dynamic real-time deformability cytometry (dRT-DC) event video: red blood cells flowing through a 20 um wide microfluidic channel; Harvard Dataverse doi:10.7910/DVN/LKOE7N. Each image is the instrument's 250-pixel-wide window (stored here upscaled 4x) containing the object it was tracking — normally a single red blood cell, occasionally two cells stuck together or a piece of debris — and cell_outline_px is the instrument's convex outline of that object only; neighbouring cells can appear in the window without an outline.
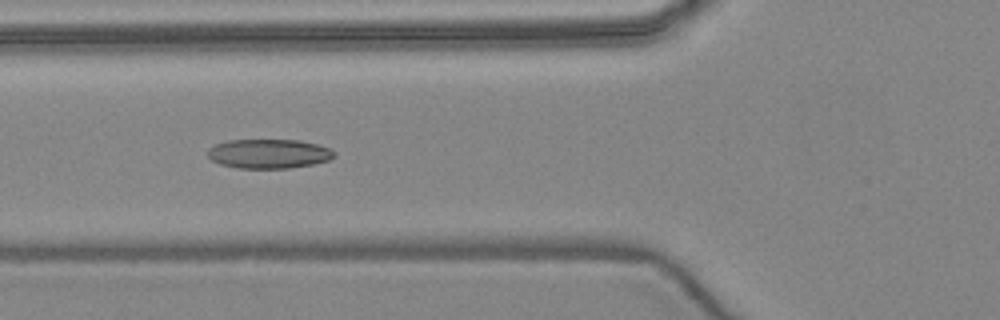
{"species": "common noctule bat (a hibernating species)", "species_latin": "Nyctalus noctula", "temperature_condition": "warm", "stored_images_in_passage": 6, "camera_frame_rate_fps": 3000, "um_per_image_px": 0.085, "animal": {"sex": "female", "body_mass_g": 24.6, "forearm_length_mm": 56.2}, "frame": {"image": 1, "passage_image": 4, "time_ms": 3.333, "image_size_px": [1000, 320], "cell_outline_px": [[336, 152], [328, 160], [312, 164], [288, 168], [240, 168], [220, 164], [212, 160], [208, 156], [208, 148], [216, 144], [228, 140], [300, 140], [316, 144], [328, 148]], "centroid_in_image_um": [22.82, 13.06], "position_along_channel_um": 103.0, "area_um2": 21.39}}
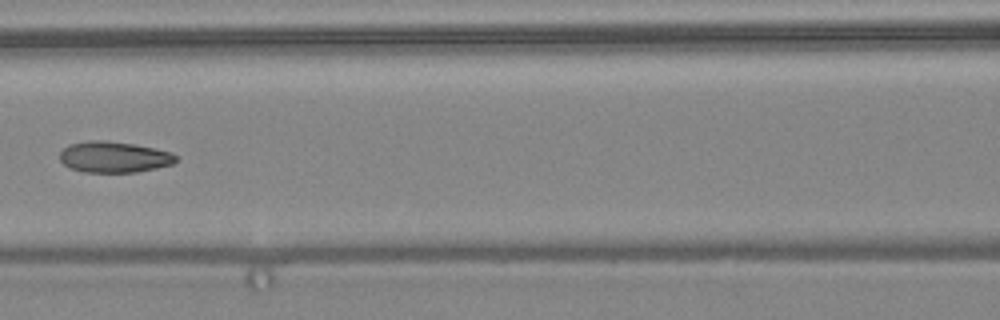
{"frame": {"image": 2, "passage_image": 5, "time_ms": 4.667, "image_size_px": [1000, 320], "cell_outline_px": [[176, 160], [172, 164], [156, 168], [136, 172], [84, 172], [68, 168], [60, 160], [60, 152], [68, 144], [88, 140], [104, 140], [136, 144], [172, 152], [176, 156]], "centroid_in_image_um": [9.66, 13.34], "position_along_channel_um": 156.9, "area_um2": 21.15}}
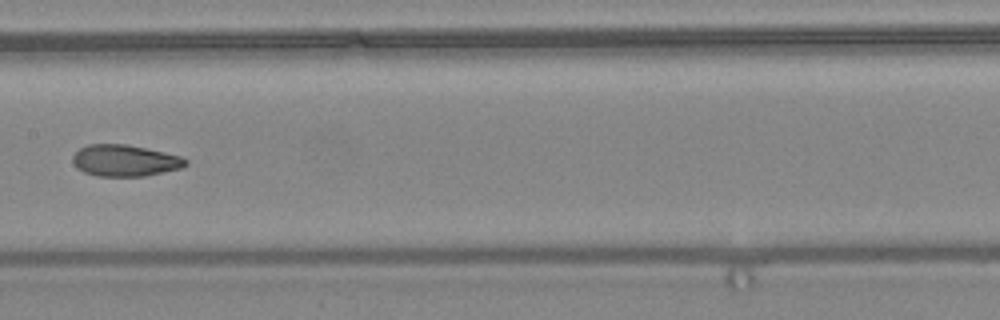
{"frame": {"image": 3, "passage_image": 6, "time_ms": 5.667, "image_size_px": [1000, 320], "cell_outline_px": [[188, 164], [184, 168], [144, 176], [96, 176], [84, 172], [76, 168], [72, 160], [72, 156], [80, 148], [88, 144], [128, 144], [164, 152], [180, 156], [188, 160]], "centroid_in_image_um": [10.63, 13.65], "position_along_channel_um": 196.8, "area_um2": 20.92}}